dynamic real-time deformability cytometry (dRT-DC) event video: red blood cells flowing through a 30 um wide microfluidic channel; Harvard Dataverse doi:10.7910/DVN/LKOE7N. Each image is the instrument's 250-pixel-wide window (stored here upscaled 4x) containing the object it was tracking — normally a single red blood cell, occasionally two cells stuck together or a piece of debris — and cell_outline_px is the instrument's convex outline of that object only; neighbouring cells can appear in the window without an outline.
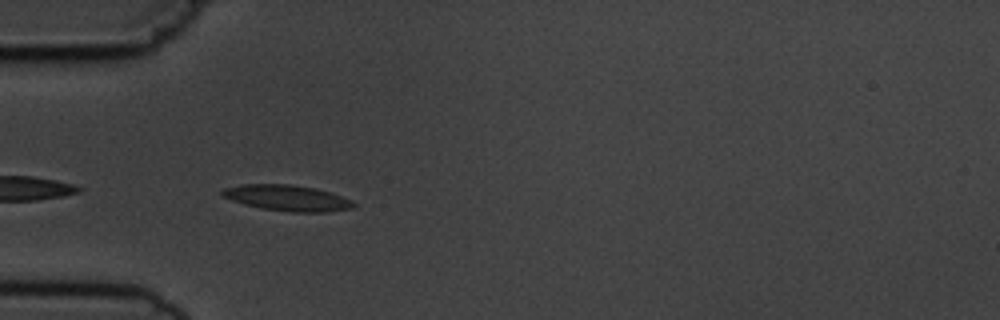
{"species": "common noctule bat (a hibernating species)", "species_latin": "Nyctalus noctula", "temperature_condition": "cold", "stored_images_in_passage": 8, "camera_frame_rate_fps": 3000, "um_per_image_px": 0.085, "animal": {"sex": "male", "body_mass_g": 19.5, "forearm_length_mm": 54.6}, "frame": {"image": 1, "passage_image": 4, "time_ms": 3.333, "image_size_px": [1000, 320], "cell_outline_px": [[356, 204], [352, 208], [328, 212], [292, 212], [260, 208], [244, 204], [220, 196], [220, 192], [224, 188], [240, 184], [292, 184], [316, 188], [352, 200]], "centroid_in_image_um": [24.38, 16.82], "position_along_channel_um": 60.6, "area_um2": 19.88}}
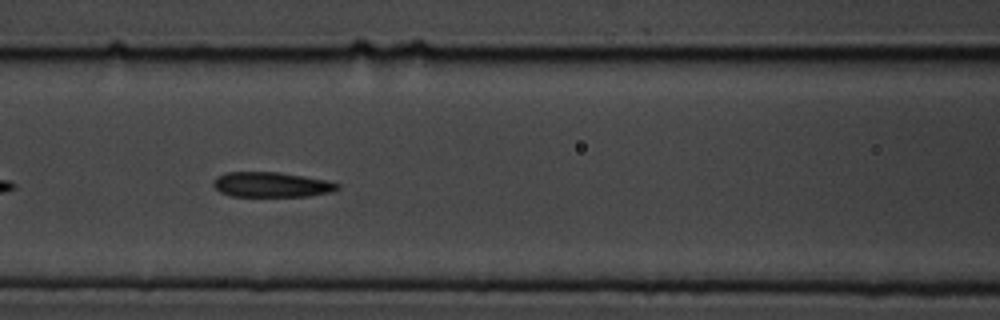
{"frame": {"image": 2, "passage_image": 6, "time_ms": 5.667, "image_size_px": [1000, 320], "cell_outline_px": [[340, 188], [332, 192], [308, 196], [232, 196], [220, 192], [212, 184], [212, 180], [216, 176], [224, 172], [280, 172], [328, 180], [340, 184]], "centroid_in_image_um": [23.07, 15.68], "position_along_channel_um": 143.5, "area_um2": 18.32}}
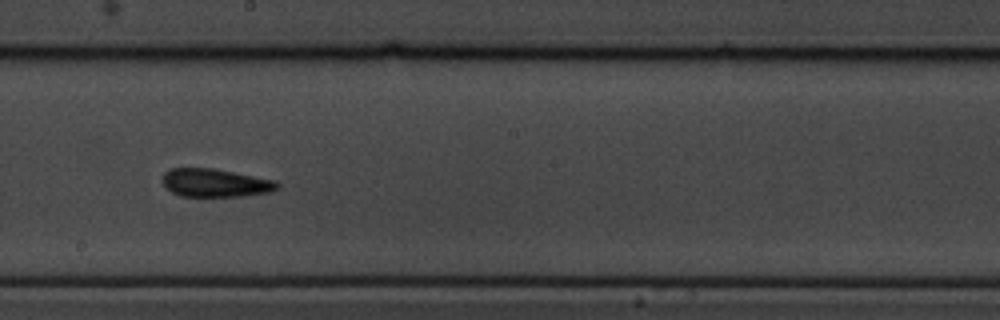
{"frame": {"image": 3, "passage_image": 8, "time_ms": 8.0, "image_size_px": [1000, 320], "cell_outline_px": [[280, 188], [272, 192], [244, 196], [180, 196], [172, 192], [160, 180], [164, 172], [172, 168], [212, 168], [276, 180], [280, 184]], "centroid_in_image_um": [18.33, 15.54], "position_along_channel_um": 229.9, "area_um2": 19.02}}